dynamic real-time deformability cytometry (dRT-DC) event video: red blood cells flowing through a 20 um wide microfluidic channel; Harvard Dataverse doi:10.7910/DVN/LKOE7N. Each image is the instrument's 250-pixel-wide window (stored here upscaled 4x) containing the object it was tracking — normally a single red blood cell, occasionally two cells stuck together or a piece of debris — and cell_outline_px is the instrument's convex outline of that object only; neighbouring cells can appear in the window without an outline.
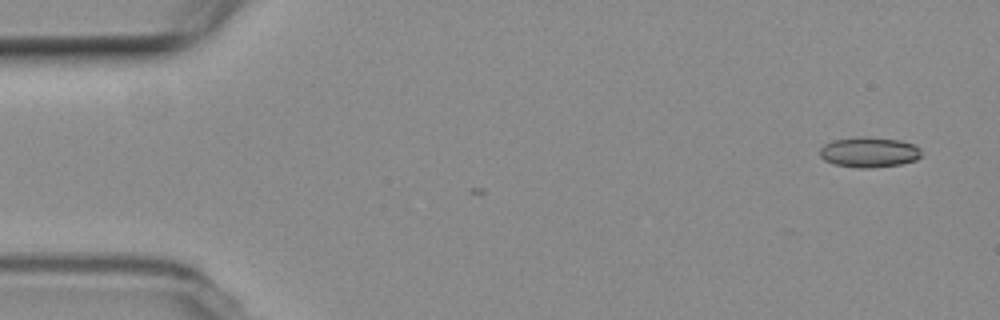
{"species": "common noctule bat (a hibernating species)", "species_latin": "Nyctalus noctula", "temperature_condition": "room temperature", "stored_images_in_passage": 4, "camera_frame_rate_fps": 3000, "um_per_image_px": 0.085, "animal": {"sex": "female", "body_mass_g": 19.3, "forearm_length_mm": 54.1}, "frame": {"image": 1, "passage_image": 4, "time_ms": 3.667, "image_size_px": [1000, 320], "cell_outline_px": [[920, 156], [916, 160], [900, 164], [872, 168], [856, 168], [836, 164], [824, 160], [820, 156], [820, 148], [824, 144], [832, 140], [864, 136], [900, 140], [916, 144], [920, 148]], "centroid_in_image_um": [73.88, 12.93], "position_along_channel_um": 11.1, "area_um2": 18.03}}